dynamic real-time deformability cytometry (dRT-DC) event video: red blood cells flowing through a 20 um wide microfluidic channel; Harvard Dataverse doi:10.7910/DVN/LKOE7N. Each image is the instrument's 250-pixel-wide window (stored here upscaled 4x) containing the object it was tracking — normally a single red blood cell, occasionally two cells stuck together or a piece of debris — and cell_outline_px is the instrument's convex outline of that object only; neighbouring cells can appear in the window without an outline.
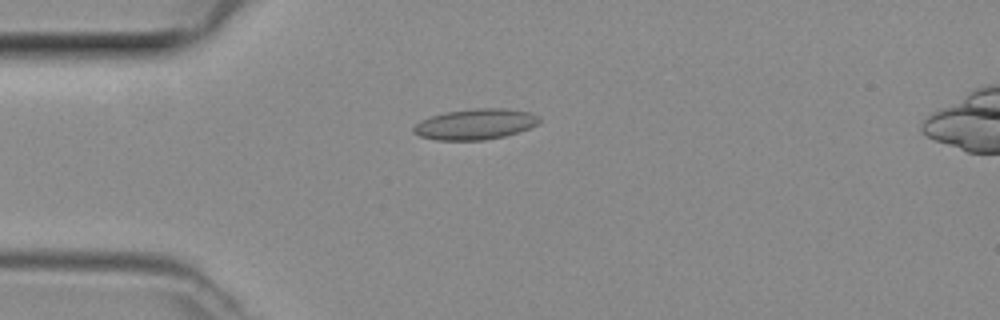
{"species": "common noctule bat (a hibernating species)", "species_latin": "Nyctalus noctula", "temperature_condition": "room temperature", "stored_images_in_passage": 22, "camera_frame_rate_fps": 3000, "um_per_image_px": 0.085, "animal": {"sex": "female", "body_mass_g": 29.2, "forearm_length_mm": 56.3}, "frame": {"image": 1, "passage_image": 2, "time_ms": 0.333, "image_size_px": [1000, 320], "cell_outline_px": [[540, 120], [536, 124], [528, 128], [504, 136], [484, 140], [436, 140], [420, 136], [412, 132], [412, 128], [420, 120], [444, 112], [472, 108], [504, 108], [532, 112], [540, 116]], "centroid_in_image_um": [40.38, 10.54], "position_along_channel_um": 44.6, "area_um2": 22.54}}
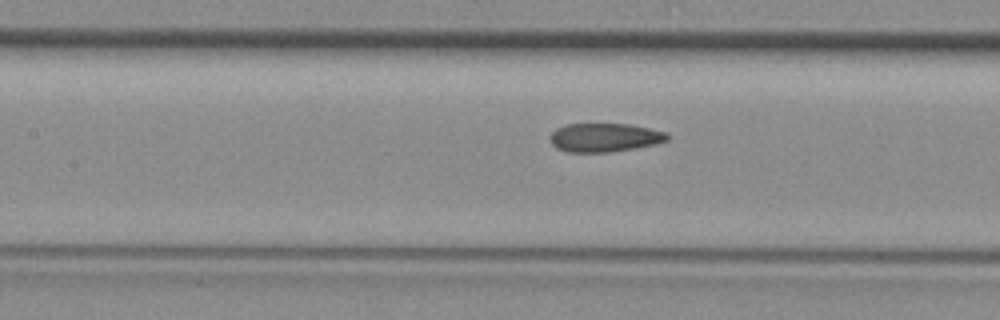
{"frame": {"image": 2, "passage_image": 11, "time_ms": 3.333, "image_size_px": [1000, 320], "cell_outline_px": [[668, 140], [652, 144], [632, 148], [608, 152], [568, 152], [556, 148], [552, 144], [548, 136], [556, 128], [564, 124], [632, 124], [668, 132]], "centroid_in_image_um": [51.35, 11.67], "position_along_channel_um": 156.1, "area_um2": 19.59}}
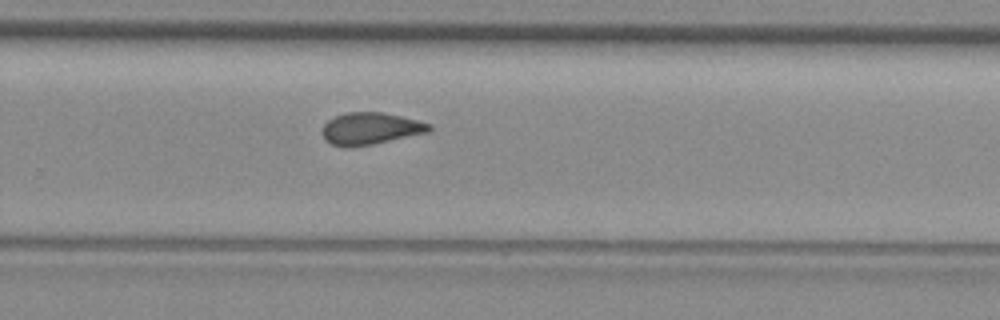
{"frame": {"image": 3, "passage_image": 21, "time_ms": 6.667, "image_size_px": [1000, 320], "cell_outline_px": [[432, 128], [428, 132], [372, 144], [348, 148], [344, 148], [332, 144], [324, 136], [324, 124], [328, 120], [336, 116], [348, 112], [384, 112], [432, 124]], "centroid_in_image_um": [31.51, 10.93], "position_along_channel_um": 298.3, "area_um2": 19.65}}